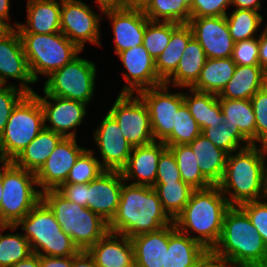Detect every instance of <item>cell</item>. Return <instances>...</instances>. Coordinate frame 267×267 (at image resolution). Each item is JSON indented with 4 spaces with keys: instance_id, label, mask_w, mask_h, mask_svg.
Returning <instances> with one entry per match:
<instances>
[{
    "instance_id": "obj_1",
    "label": "cell",
    "mask_w": 267,
    "mask_h": 267,
    "mask_svg": "<svg viewBox=\"0 0 267 267\" xmlns=\"http://www.w3.org/2000/svg\"><path fill=\"white\" fill-rule=\"evenodd\" d=\"M259 146V147H258ZM267 146L252 144L227 156L217 184L230 206L267 197Z\"/></svg>"
},
{
    "instance_id": "obj_2",
    "label": "cell",
    "mask_w": 267,
    "mask_h": 267,
    "mask_svg": "<svg viewBox=\"0 0 267 267\" xmlns=\"http://www.w3.org/2000/svg\"><path fill=\"white\" fill-rule=\"evenodd\" d=\"M173 220L163 209L153 187L123 182L116 214L109 232L132 238L170 225Z\"/></svg>"
},
{
    "instance_id": "obj_3",
    "label": "cell",
    "mask_w": 267,
    "mask_h": 267,
    "mask_svg": "<svg viewBox=\"0 0 267 267\" xmlns=\"http://www.w3.org/2000/svg\"><path fill=\"white\" fill-rule=\"evenodd\" d=\"M230 207L217 185L196 189L173 223L178 231L187 234L207 250H213L220 240L223 219ZM192 233H196L195 236Z\"/></svg>"
},
{
    "instance_id": "obj_4",
    "label": "cell",
    "mask_w": 267,
    "mask_h": 267,
    "mask_svg": "<svg viewBox=\"0 0 267 267\" xmlns=\"http://www.w3.org/2000/svg\"><path fill=\"white\" fill-rule=\"evenodd\" d=\"M213 251L243 267L267 259V247L261 235L239 206H231L226 211L221 237Z\"/></svg>"
},
{
    "instance_id": "obj_5",
    "label": "cell",
    "mask_w": 267,
    "mask_h": 267,
    "mask_svg": "<svg viewBox=\"0 0 267 267\" xmlns=\"http://www.w3.org/2000/svg\"><path fill=\"white\" fill-rule=\"evenodd\" d=\"M42 200L79 250L87 251L109 232L108 223L102 217L87 207L67 200L57 190L42 192Z\"/></svg>"
},
{
    "instance_id": "obj_6",
    "label": "cell",
    "mask_w": 267,
    "mask_h": 267,
    "mask_svg": "<svg viewBox=\"0 0 267 267\" xmlns=\"http://www.w3.org/2000/svg\"><path fill=\"white\" fill-rule=\"evenodd\" d=\"M15 226H21L32 252L39 256L70 257L80 251L42 199Z\"/></svg>"
},
{
    "instance_id": "obj_7",
    "label": "cell",
    "mask_w": 267,
    "mask_h": 267,
    "mask_svg": "<svg viewBox=\"0 0 267 267\" xmlns=\"http://www.w3.org/2000/svg\"><path fill=\"white\" fill-rule=\"evenodd\" d=\"M19 34L30 73L35 83L39 80V75L50 76L82 52L62 32Z\"/></svg>"
},
{
    "instance_id": "obj_8",
    "label": "cell",
    "mask_w": 267,
    "mask_h": 267,
    "mask_svg": "<svg viewBox=\"0 0 267 267\" xmlns=\"http://www.w3.org/2000/svg\"><path fill=\"white\" fill-rule=\"evenodd\" d=\"M36 174L3 160L0 225H16L42 199Z\"/></svg>"
},
{
    "instance_id": "obj_9",
    "label": "cell",
    "mask_w": 267,
    "mask_h": 267,
    "mask_svg": "<svg viewBox=\"0 0 267 267\" xmlns=\"http://www.w3.org/2000/svg\"><path fill=\"white\" fill-rule=\"evenodd\" d=\"M44 129L39 98L26 94L13 108L0 136V159L13 161Z\"/></svg>"
},
{
    "instance_id": "obj_10",
    "label": "cell",
    "mask_w": 267,
    "mask_h": 267,
    "mask_svg": "<svg viewBox=\"0 0 267 267\" xmlns=\"http://www.w3.org/2000/svg\"><path fill=\"white\" fill-rule=\"evenodd\" d=\"M96 63L76 56L70 63L54 71L42 88L47 94L79 101L87 105L95 93Z\"/></svg>"
},
{
    "instance_id": "obj_11",
    "label": "cell",
    "mask_w": 267,
    "mask_h": 267,
    "mask_svg": "<svg viewBox=\"0 0 267 267\" xmlns=\"http://www.w3.org/2000/svg\"><path fill=\"white\" fill-rule=\"evenodd\" d=\"M108 113L132 148L155 142L148 108L138 94L119 93Z\"/></svg>"
},
{
    "instance_id": "obj_12",
    "label": "cell",
    "mask_w": 267,
    "mask_h": 267,
    "mask_svg": "<svg viewBox=\"0 0 267 267\" xmlns=\"http://www.w3.org/2000/svg\"><path fill=\"white\" fill-rule=\"evenodd\" d=\"M102 17L81 0H61V32L81 51L86 42L100 46Z\"/></svg>"
},
{
    "instance_id": "obj_13",
    "label": "cell",
    "mask_w": 267,
    "mask_h": 267,
    "mask_svg": "<svg viewBox=\"0 0 267 267\" xmlns=\"http://www.w3.org/2000/svg\"><path fill=\"white\" fill-rule=\"evenodd\" d=\"M169 85L143 89L137 94L145 102L155 141L163 142L173 131L176 113L184 103L183 92L170 93Z\"/></svg>"
},
{
    "instance_id": "obj_14",
    "label": "cell",
    "mask_w": 267,
    "mask_h": 267,
    "mask_svg": "<svg viewBox=\"0 0 267 267\" xmlns=\"http://www.w3.org/2000/svg\"><path fill=\"white\" fill-rule=\"evenodd\" d=\"M44 113V128L61 134L63 137L76 138L77 127L83 123L87 114V104L56 97L43 90L44 97L34 92Z\"/></svg>"
},
{
    "instance_id": "obj_15",
    "label": "cell",
    "mask_w": 267,
    "mask_h": 267,
    "mask_svg": "<svg viewBox=\"0 0 267 267\" xmlns=\"http://www.w3.org/2000/svg\"><path fill=\"white\" fill-rule=\"evenodd\" d=\"M85 150L78 145L77 138L63 137L36 173L40 191L57 190L65 183L71 168Z\"/></svg>"
},
{
    "instance_id": "obj_16",
    "label": "cell",
    "mask_w": 267,
    "mask_h": 267,
    "mask_svg": "<svg viewBox=\"0 0 267 267\" xmlns=\"http://www.w3.org/2000/svg\"><path fill=\"white\" fill-rule=\"evenodd\" d=\"M93 132L102 167L105 170L121 171L128 162L132 146L124 138L116 120L107 112Z\"/></svg>"
},
{
    "instance_id": "obj_17",
    "label": "cell",
    "mask_w": 267,
    "mask_h": 267,
    "mask_svg": "<svg viewBox=\"0 0 267 267\" xmlns=\"http://www.w3.org/2000/svg\"><path fill=\"white\" fill-rule=\"evenodd\" d=\"M9 78L19 81V89L27 94L35 92L30 85L36 83L30 73L22 40L16 28L0 40V85H8Z\"/></svg>"
},
{
    "instance_id": "obj_18",
    "label": "cell",
    "mask_w": 267,
    "mask_h": 267,
    "mask_svg": "<svg viewBox=\"0 0 267 267\" xmlns=\"http://www.w3.org/2000/svg\"><path fill=\"white\" fill-rule=\"evenodd\" d=\"M193 37L205 51L207 58H230L234 41L225 16L190 18Z\"/></svg>"
},
{
    "instance_id": "obj_19",
    "label": "cell",
    "mask_w": 267,
    "mask_h": 267,
    "mask_svg": "<svg viewBox=\"0 0 267 267\" xmlns=\"http://www.w3.org/2000/svg\"><path fill=\"white\" fill-rule=\"evenodd\" d=\"M126 69L123 76L126 84L119 93L136 94L147 88L163 84L155 69V60L143 45L126 49L117 54Z\"/></svg>"
},
{
    "instance_id": "obj_20",
    "label": "cell",
    "mask_w": 267,
    "mask_h": 267,
    "mask_svg": "<svg viewBox=\"0 0 267 267\" xmlns=\"http://www.w3.org/2000/svg\"><path fill=\"white\" fill-rule=\"evenodd\" d=\"M123 182L121 171L105 170L87 183V208L109 223L116 214Z\"/></svg>"
},
{
    "instance_id": "obj_21",
    "label": "cell",
    "mask_w": 267,
    "mask_h": 267,
    "mask_svg": "<svg viewBox=\"0 0 267 267\" xmlns=\"http://www.w3.org/2000/svg\"><path fill=\"white\" fill-rule=\"evenodd\" d=\"M103 14L112 23L116 55L126 49L143 45V36L149 21L143 10L105 7Z\"/></svg>"
},
{
    "instance_id": "obj_22",
    "label": "cell",
    "mask_w": 267,
    "mask_h": 267,
    "mask_svg": "<svg viewBox=\"0 0 267 267\" xmlns=\"http://www.w3.org/2000/svg\"><path fill=\"white\" fill-rule=\"evenodd\" d=\"M167 148L163 142L155 141L151 144L133 147L126 166L121 170L124 181L131 184L151 186L155 185L158 160Z\"/></svg>"
},
{
    "instance_id": "obj_23",
    "label": "cell",
    "mask_w": 267,
    "mask_h": 267,
    "mask_svg": "<svg viewBox=\"0 0 267 267\" xmlns=\"http://www.w3.org/2000/svg\"><path fill=\"white\" fill-rule=\"evenodd\" d=\"M98 267H135L131 238L108 232L88 250Z\"/></svg>"
},
{
    "instance_id": "obj_24",
    "label": "cell",
    "mask_w": 267,
    "mask_h": 267,
    "mask_svg": "<svg viewBox=\"0 0 267 267\" xmlns=\"http://www.w3.org/2000/svg\"><path fill=\"white\" fill-rule=\"evenodd\" d=\"M26 22L18 23L19 33L53 34L61 32V0H27Z\"/></svg>"
},
{
    "instance_id": "obj_25",
    "label": "cell",
    "mask_w": 267,
    "mask_h": 267,
    "mask_svg": "<svg viewBox=\"0 0 267 267\" xmlns=\"http://www.w3.org/2000/svg\"><path fill=\"white\" fill-rule=\"evenodd\" d=\"M135 267H165L169 245V225L131 238Z\"/></svg>"
},
{
    "instance_id": "obj_26",
    "label": "cell",
    "mask_w": 267,
    "mask_h": 267,
    "mask_svg": "<svg viewBox=\"0 0 267 267\" xmlns=\"http://www.w3.org/2000/svg\"><path fill=\"white\" fill-rule=\"evenodd\" d=\"M207 249L187 234L169 225V245L165 250V267H196Z\"/></svg>"
},
{
    "instance_id": "obj_27",
    "label": "cell",
    "mask_w": 267,
    "mask_h": 267,
    "mask_svg": "<svg viewBox=\"0 0 267 267\" xmlns=\"http://www.w3.org/2000/svg\"><path fill=\"white\" fill-rule=\"evenodd\" d=\"M266 84L267 72L260 65H236L232 78L218 95V98L251 99Z\"/></svg>"
},
{
    "instance_id": "obj_28",
    "label": "cell",
    "mask_w": 267,
    "mask_h": 267,
    "mask_svg": "<svg viewBox=\"0 0 267 267\" xmlns=\"http://www.w3.org/2000/svg\"><path fill=\"white\" fill-rule=\"evenodd\" d=\"M206 60L205 51L192 37L183 51L176 71L164 83L172 87L191 88L197 82Z\"/></svg>"
},
{
    "instance_id": "obj_29",
    "label": "cell",
    "mask_w": 267,
    "mask_h": 267,
    "mask_svg": "<svg viewBox=\"0 0 267 267\" xmlns=\"http://www.w3.org/2000/svg\"><path fill=\"white\" fill-rule=\"evenodd\" d=\"M197 158L201 173L217 185L224 174L228 154L217 148L209 139L200 134L188 144Z\"/></svg>"
},
{
    "instance_id": "obj_30",
    "label": "cell",
    "mask_w": 267,
    "mask_h": 267,
    "mask_svg": "<svg viewBox=\"0 0 267 267\" xmlns=\"http://www.w3.org/2000/svg\"><path fill=\"white\" fill-rule=\"evenodd\" d=\"M62 138L61 134L44 128L12 162L36 174Z\"/></svg>"
},
{
    "instance_id": "obj_31",
    "label": "cell",
    "mask_w": 267,
    "mask_h": 267,
    "mask_svg": "<svg viewBox=\"0 0 267 267\" xmlns=\"http://www.w3.org/2000/svg\"><path fill=\"white\" fill-rule=\"evenodd\" d=\"M183 98L201 131L206 127L216 128L222 123L224 115L218 95L189 88L188 93H183Z\"/></svg>"
},
{
    "instance_id": "obj_32",
    "label": "cell",
    "mask_w": 267,
    "mask_h": 267,
    "mask_svg": "<svg viewBox=\"0 0 267 267\" xmlns=\"http://www.w3.org/2000/svg\"><path fill=\"white\" fill-rule=\"evenodd\" d=\"M236 64L232 58H207L191 89L219 95L232 78Z\"/></svg>"
},
{
    "instance_id": "obj_33",
    "label": "cell",
    "mask_w": 267,
    "mask_h": 267,
    "mask_svg": "<svg viewBox=\"0 0 267 267\" xmlns=\"http://www.w3.org/2000/svg\"><path fill=\"white\" fill-rule=\"evenodd\" d=\"M224 118L222 123L229 124L256 145V118L250 99L219 98Z\"/></svg>"
},
{
    "instance_id": "obj_34",
    "label": "cell",
    "mask_w": 267,
    "mask_h": 267,
    "mask_svg": "<svg viewBox=\"0 0 267 267\" xmlns=\"http://www.w3.org/2000/svg\"><path fill=\"white\" fill-rule=\"evenodd\" d=\"M193 32L188 24H180L171 34L170 42L155 60L158 78L164 83L175 71Z\"/></svg>"
},
{
    "instance_id": "obj_35",
    "label": "cell",
    "mask_w": 267,
    "mask_h": 267,
    "mask_svg": "<svg viewBox=\"0 0 267 267\" xmlns=\"http://www.w3.org/2000/svg\"><path fill=\"white\" fill-rule=\"evenodd\" d=\"M163 209L167 215L174 219L182 212L195 190L182 180L171 183H155L153 186Z\"/></svg>"
},
{
    "instance_id": "obj_36",
    "label": "cell",
    "mask_w": 267,
    "mask_h": 267,
    "mask_svg": "<svg viewBox=\"0 0 267 267\" xmlns=\"http://www.w3.org/2000/svg\"><path fill=\"white\" fill-rule=\"evenodd\" d=\"M8 228L11 233L3 234ZM16 229L15 225H0V267H11L33 253L22 233L12 234Z\"/></svg>"
},
{
    "instance_id": "obj_37",
    "label": "cell",
    "mask_w": 267,
    "mask_h": 267,
    "mask_svg": "<svg viewBox=\"0 0 267 267\" xmlns=\"http://www.w3.org/2000/svg\"><path fill=\"white\" fill-rule=\"evenodd\" d=\"M176 158L182 181L193 189H206L213 184L201 173L197 158L189 145L167 146Z\"/></svg>"
},
{
    "instance_id": "obj_38",
    "label": "cell",
    "mask_w": 267,
    "mask_h": 267,
    "mask_svg": "<svg viewBox=\"0 0 267 267\" xmlns=\"http://www.w3.org/2000/svg\"><path fill=\"white\" fill-rule=\"evenodd\" d=\"M225 17L234 42L255 38L264 20L259 12L244 9H234Z\"/></svg>"
},
{
    "instance_id": "obj_39",
    "label": "cell",
    "mask_w": 267,
    "mask_h": 267,
    "mask_svg": "<svg viewBox=\"0 0 267 267\" xmlns=\"http://www.w3.org/2000/svg\"><path fill=\"white\" fill-rule=\"evenodd\" d=\"M143 13L150 21L188 24L190 9L177 0H151Z\"/></svg>"
},
{
    "instance_id": "obj_40",
    "label": "cell",
    "mask_w": 267,
    "mask_h": 267,
    "mask_svg": "<svg viewBox=\"0 0 267 267\" xmlns=\"http://www.w3.org/2000/svg\"><path fill=\"white\" fill-rule=\"evenodd\" d=\"M201 134L209 139L217 148L224 150L228 155L252 145L238 128H234L229 124L220 123L216 128L206 127L201 131Z\"/></svg>"
},
{
    "instance_id": "obj_41",
    "label": "cell",
    "mask_w": 267,
    "mask_h": 267,
    "mask_svg": "<svg viewBox=\"0 0 267 267\" xmlns=\"http://www.w3.org/2000/svg\"><path fill=\"white\" fill-rule=\"evenodd\" d=\"M201 134V129L186 104L183 103L176 113L172 133L163 141L166 146L188 145Z\"/></svg>"
},
{
    "instance_id": "obj_42",
    "label": "cell",
    "mask_w": 267,
    "mask_h": 267,
    "mask_svg": "<svg viewBox=\"0 0 267 267\" xmlns=\"http://www.w3.org/2000/svg\"><path fill=\"white\" fill-rule=\"evenodd\" d=\"M180 24L173 22L148 21L143 36V46L150 56L156 58L164 51L171 39L172 32Z\"/></svg>"
},
{
    "instance_id": "obj_43",
    "label": "cell",
    "mask_w": 267,
    "mask_h": 267,
    "mask_svg": "<svg viewBox=\"0 0 267 267\" xmlns=\"http://www.w3.org/2000/svg\"><path fill=\"white\" fill-rule=\"evenodd\" d=\"M94 154L93 149L87 148L76 160L63 184L89 183L103 173L105 169L100 163L101 160Z\"/></svg>"
},
{
    "instance_id": "obj_44",
    "label": "cell",
    "mask_w": 267,
    "mask_h": 267,
    "mask_svg": "<svg viewBox=\"0 0 267 267\" xmlns=\"http://www.w3.org/2000/svg\"><path fill=\"white\" fill-rule=\"evenodd\" d=\"M256 118V145L267 146V84L250 99Z\"/></svg>"
},
{
    "instance_id": "obj_45",
    "label": "cell",
    "mask_w": 267,
    "mask_h": 267,
    "mask_svg": "<svg viewBox=\"0 0 267 267\" xmlns=\"http://www.w3.org/2000/svg\"><path fill=\"white\" fill-rule=\"evenodd\" d=\"M26 94L16 84L0 85V136L4 131L13 108Z\"/></svg>"
},
{
    "instance_id": "obj_46",
    "label": "cell",
    "mask_w": 267,
    "mask_h": 267,
    "mask_svg": "<svg viewBox=\"0 0 267 267\" xmlns=\"http://www.w3.org/2000/svg\"><path fill=\"white\" fill-rule=\"evenodd\" d=\"M239 207L247 214L267 247V197L244 203Z\"/></svg>"
},
{
    "instance_id": "obj_47",
    "label": "cell",
    "mask_w": 267,
    "mask_h": 267,
    "mask_svg": "<svg viewBox=\"0 0 267 267\" xmlns=\"http://www.w3.org/2000/svg\"><path fill=\"white\" fill-rule=\"evenodd\" d=\"M259 35L255 38L237 41L234 43L232 60L236 65L252 66L260 65L259 57Z\"/></svg>"
},
{
    "instance_id": "obj_48",
    "label": "cell",
    "mask_w": 267,
    "mask_h": 267,
    "mask_svg": "<svg viewBox=\"0 0 267 267\" xmlns=\"http://www.w3.org/2000/svg\"><path fill=\"white\" fill-rule=\"evenodd\" d=\"M182 180L176 158L167 147L158 160V170L155 183H171Z\"/></svg>"
},
{
    "instance_id": "obj_49",
    "label": "cell",
    "mask_w": 267,
    "mask_h": 267,
    "mask_svg": "<svg viewBox=\"0 0 267 267\" xmlns=\"http://www.w3.org/2000/svg\"><path fill=\"white\" fill-rule=\"evenodd\" d=\"M231 0H193L190 8L191 18L226 16Z\"/></svg>"
},
{
    "instance_id": "obj_50",
    "label": "cell",
    "mask_w": 267,
    "mask_h": 267,
    "mask_svg": "<svg viewBox=\"0 0 267 267\" xmlns=\"http://www.w3.org/2000/svg\"><path fill=\"white\" fill-rule=\"evenodd\" d=\"M57 191L67 200L87 207V183L62 184Z\"/></svg>"
},
{
    "instance_id": "obj_51",
    "label": "cell",
    "mask_w": 267,
    "mask_h": 267,
    "mask_svg": "<svg viewBox=\"0 0 267 267\" xmlns=\"http://www.w3.org/2000/svg\"><path fill=\"white\" fill-rule=\"evenodd\" d=\"M196 267H243L236 262L217 255L213 250H207L199 259Z\"/></svg>"
},
{
    "instance_id": "obj_52",
    "label": "cell",
    "mask_w": 267,
    "mask_h": 267,
    "mask_svg": "<svg viewBox=\"0 0 267 267\" xmlns=\"http://www.w3.org/2000/svg\"><path fill=\"white\" fill-rule=\"evenodd\" d=\"M40 267H72V256L70 257L40 256Z\"/></svg>"
},
{
    "instance_id": "obj_53",
    "label": "cell",
    "mask_w": 267,
    "mask_h": 267,
    "mask_svg": "<svg viewBox=\"0 0 267 267\" xmlns=\"http://www.w3.org/2000/svg\"><path fill=\"white\" fill-rule=\"evenodd\" d=\"M259 64L267 72V24L259 34Z\"/></svg>"
},
{
    "instance_id": "obj_54",
    "label": "cell",
    "mask_w": 267,
    "mask_h": 267,
    "mask_svg": "<svg viewBox=\"0 0 267 267\" xmlns=\"http://www.w3.org/2000/svg\"><path fill=\"white\" fill-rule=\"evenodd\" d=\"M72 267H98L88 253V251L80 250L76 255L72 256Z\"/></svg>"
},
{
    "instance_id": "obj_55",
    "label": "cell",
    "mask_w": 267,
    "mask_h": 267,
    "mask_svg": "<svg viewBox=\"0 0 267 267\" xmlns=\"http://www.w3.org/2000/svg\"><path fill=\"white\" fill-rule=\"evenodd\" d=\"M231 6H235V9H244L259 12L262 4L260 0H231Z\"/></svg>"
},
{
    "instance_id": "obj_56",
    "label": "cell",
    "mask_w": 267,
    "mask_h": 267,
    "mask_svg": "<svg viewBox=\"0 0 267 267\" xmlns=\"http://www.w3.org/2000/svg\"><path fill=\"white\" fill-rule=\"evenodd\" d=\"M151 0H119V8L144 10Z\"/></svg>"
},
{
    "instance_id": "obj_57",
    "label": "cell",
    "mask_w": 267,
    "mask_h": 267,
    "mask_svg": "<svg viewBox=\"0 0 267 267\" xmlns=\"http://www.w3.org/2000/svg\"><path fill=\"white\" fill-rule=\"evenodd\" d=\"M10 0H0V20L6 22L12 29L17 28L18 23L17 21H14L15 24H13L14 26H12L11 24H9L8 22L10 21ZM8 21V22H7Z\"/></svg>"
},
{
    "instance_id": "obj_58",
    "label": "cell",
    "mask_w": 267,
    "mask_h": 267,
    "mask_svg": "<svg viewBox=\"0 0 267 267\" xmlns=\"http://www.w3.org/2000/svg\"><path fill=\"white\" fill-rule=\"evenodd\" d=\"M11 267H40V256L33 252L27 258L13 264Z\"/></svg>"
},
{
    "instance_id": "obj_59",
    "label": "cell",
    "mask_w": 267,
    "mask_h": 267,
    "mask_svg": "<svg viewBox=\"0 0 267 267\" xmlns=\"http://www.w3.org/2000/svg\"><path fill=\"white\" fill-rule=\"evenodd\" d=\"M96 4L99 5L98 10L103 13L105 7H118L119 0H95Z\"/></svg>"
},
{
    "instance_id": "obj_60",
    "label": "cell",
    "mask_w": 267,
    "mask_h": 267,
    "mask_svg": "<svg viewBox=\"0 0 267 267\" xmlns=\"http://www.w3.org/2000/svg\"><path fill=\"white\" fill-rule=\"evenodd\" d=\"M12 28L4 21L0 20V40L6 36Z\"/></svg>"
},
{
    "instance_id": "obj_61",
    "label": "cell",
    "mask_w": 267,
    "mask_h": 267,
    "mask_svg": "<svg viewBox=\"0 0 267 267\" xmlns=\"http://www.w3.org/2000/svg\"><path fill=\"white\" fill-rule=\"evenodd\" d=\"M2 189H3V160L0 159V205L3 195Z\"/></svg>"
},
{
    "instance_id": "obj_62",
    "label": "cell",
    "mask_w": 267,
    "mask_h": 267,
    "mask_svg": "<svg viewBox=\"0 0 267 267\" xmlns=\"http://www.w3.org/2000/svg\"><path fill=\"white\" fill-rule=\"evenodd\" d=\"M251 267H267V259L261 263L254 264Z\"/></svg>"
},
{
    "instance_id": "obj_63",
    "label": "cell",
    "mask_w": 267,
    "mask_h": 267,
    "mask_svg": "<svg viewBox=\"0 0 267 267\" xmlns=\"http://www.w3.org/2000/svg\"><path fill=\"white\" fill-rule=\"evenodd\" d=\"M177 1L184 3L190 9L193 0H177Z\"/></svg>"
}]
</instances>
